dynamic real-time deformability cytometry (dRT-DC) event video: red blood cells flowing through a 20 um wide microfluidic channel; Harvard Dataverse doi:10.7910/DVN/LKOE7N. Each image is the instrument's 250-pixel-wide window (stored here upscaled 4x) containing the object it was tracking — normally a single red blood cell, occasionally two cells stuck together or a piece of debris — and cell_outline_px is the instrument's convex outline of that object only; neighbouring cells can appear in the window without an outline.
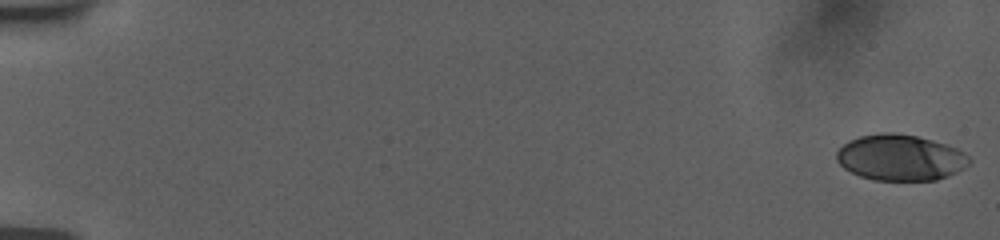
{"species": "human", "species_latin": "Homo sapiens", "temperature_condition": "room temperature", "stored_images_in_passage": 49, "camera_frame_rate_fps": 3000, "um_per_image_px": 0.085, "donor": {"sex": "female"}, "frame": {"image": 1, "passage_image": 1, "time_ms": 0.0, "image_size_px": [1000, 240], "cell_outline_px": [[972, 160], [964, 168], [948, 176], [936, 180], [876, 180], [860, 176], [844, 168], [836, 160], [836, 152], [848, 140], [860, 136], [880, 132], [896, 132], [916, 136], [932, 140], [956, 148], [964, 152]], "centroid_in_image_um": [76.52, 13.39], "position_along_channel_um": 8.5, "area_um2": 35.55}}
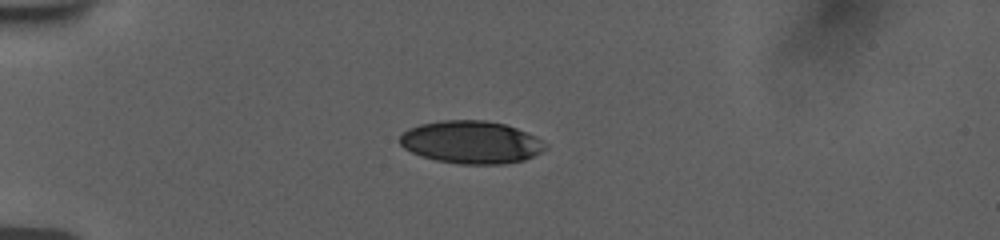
{"frame": {"image": 2, "passage_image": 40, "time_ms": 5.0, "image_size_px": [1000, 240], "cell_outline_px": [[548, 148], [524, 160], [504, 164], [460, 164], [436, 160], [412, 152], [404, 148], [400, 144], [400, 136], [408, 128], [420, 124], [444, 120], [488, 120], [504, 124], [528, 132], [536, 136], [548, 144]], "centroid_in_image_um": [40.09, 12.08], "position_along_channel_um": 44.9, "area_um2": 36.24}}